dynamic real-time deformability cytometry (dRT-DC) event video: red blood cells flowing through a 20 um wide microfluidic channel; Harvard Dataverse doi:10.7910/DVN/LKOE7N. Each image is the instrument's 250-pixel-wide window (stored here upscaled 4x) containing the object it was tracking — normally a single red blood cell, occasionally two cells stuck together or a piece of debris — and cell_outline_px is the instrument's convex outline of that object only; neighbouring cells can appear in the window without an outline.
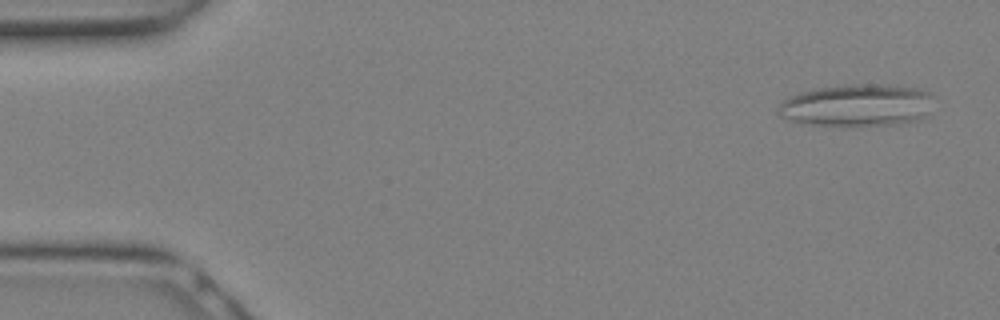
{"species": "Egyptian fruit bat (a non-hibernating species)", "species_latin": "Rousettus aegyptiacus", "temperature_condition": "warm", "stored_images_in_passage": 8, "camera_frame_rate_fps": 3000, "um_per_image_px": 0.085, "animal": {"sex": "female"}, "frame": {"image": 1, "passage_image": 1, "time_ms": 0.0, "image_size_px": [1000, 320], "cell_outline_px": [[932, 96], [928, 116], [900, 124], [856, 128], [848, 128], [812, 124], [792, 120], [780, 116], [776, 112], [776, 108], [788, 96], [800, 92], [816, 88], [844, 84], [880, 84], [916, 88], [928, 92]], "centroid_in_image_um": [72.83, 8.98], "position_along_channel_um": 12.2, "area_um2": 39.19}}